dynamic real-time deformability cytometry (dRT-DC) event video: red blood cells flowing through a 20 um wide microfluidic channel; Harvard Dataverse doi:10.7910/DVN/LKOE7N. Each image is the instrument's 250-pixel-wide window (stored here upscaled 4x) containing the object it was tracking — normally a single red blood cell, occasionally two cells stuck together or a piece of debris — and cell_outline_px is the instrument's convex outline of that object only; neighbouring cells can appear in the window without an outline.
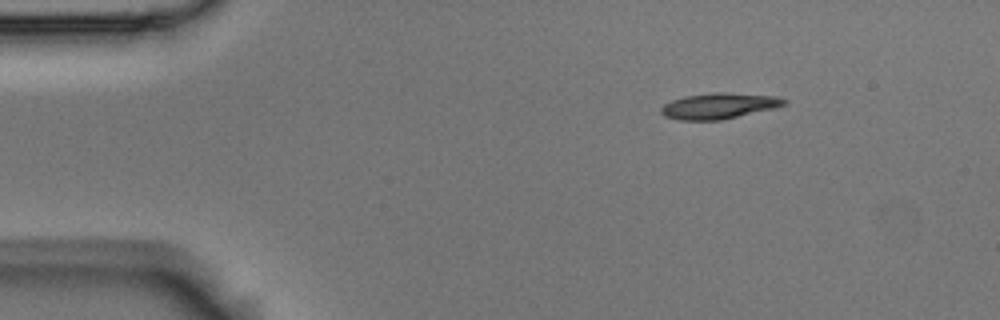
{"species": "Egyptian fruit bat (a non-hibernating species)", "species_latin": "Rousettus aegyptiacus", "temperature_condition": "room temperature", "stored_images_in_passage": 47, "camera_frame_rate_fps": 3000, "um_per_image_px": 0.085, "animal": {"sex": "male"}, "frame": {"image": 1, "passage_image": 1, "time_ms": 0.0, "image_size_px": [1000, 320], "cell_outline_px": [[788, 104], [776, 108], [720, 120], [680, 120], [664, 116], [660, 112], [660, 108], [664, 104], [672, 100], [684, 96], [712, 92], [724, 92], [780, 96], [788, 100]], "centroid_in_image_um": [61.16, 8.99], "position_along_channel_um": 23.8, "area_um2": 18.79}}
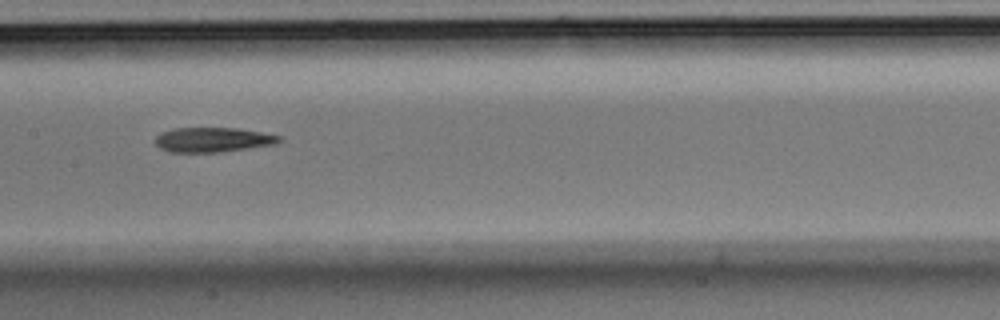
{"frame": {"image": 2, "passage_image": 20, "time_ms": 6.333, "image_size_px": [1000, 320], "cell_outline_px": [[284, 140], [276, 144], [220, 152], [172, 152], [160, 148], [156, 144], [156, 136], [160, 132], [172, 128], [236, 128], [260, 132], [280, 136]], "centroid_in_image_um": [18.09, 11.87], "position_along_channel_um": 189.3, "area_um2": 17.8}}
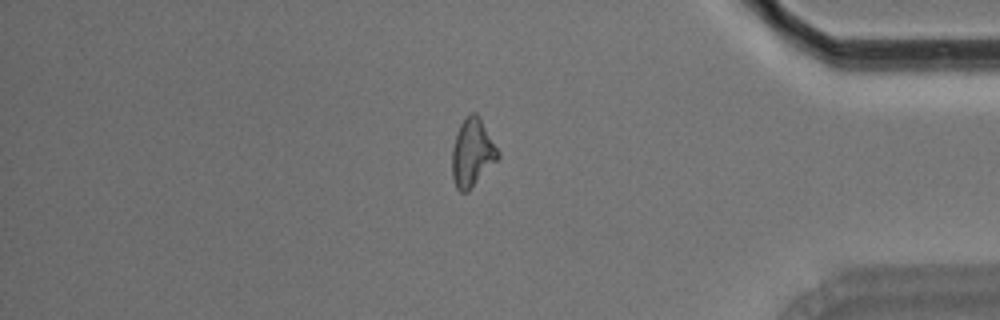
{"frame": {"image": 3, "passage_image": 39, "time_ms": 12.667, "image_size_px": [1000, 320], "cell_outline_px": [[500, 156], [468, 192], [460, 192], [456, 188], [452, 176], [452, 148], [456, 132], [460, 124], [472, 112], [476, 112], [480, 116], [500, 152]], "centroid_in_image_um": [40.14, 12.98], "position_along_channel_um": 395.1, "area_um2": 18.21}, "authors_computed_cell_mechanics": {"area_um2": 18.1492, "velocity_mm_per_s": 3.7005, "shape_relaxation_time_tau1_ms": 11.0899, "shape_relaxation_time_tau2_ms": null, "deformation_change_tau1": 0.2437, "deformation_change_tau2": null}}